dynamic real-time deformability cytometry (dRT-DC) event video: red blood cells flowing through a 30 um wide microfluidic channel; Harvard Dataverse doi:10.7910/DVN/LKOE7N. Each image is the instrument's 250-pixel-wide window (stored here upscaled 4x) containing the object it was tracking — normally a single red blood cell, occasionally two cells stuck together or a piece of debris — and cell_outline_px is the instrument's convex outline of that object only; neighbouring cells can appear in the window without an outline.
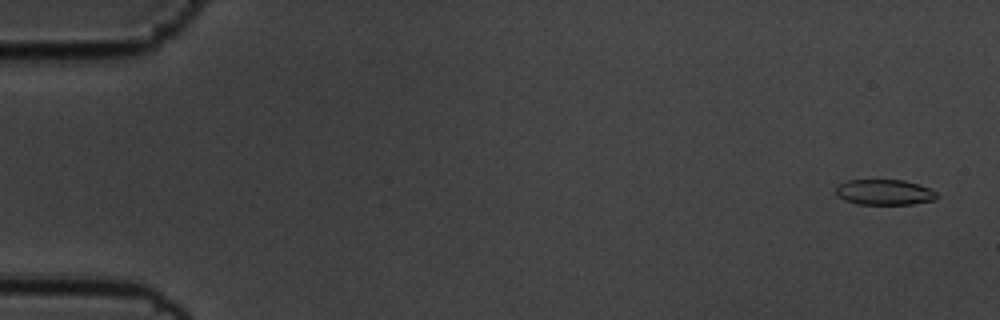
{"species": "common noctule bat (a hibernating species)", "species_latin": "Nyctalus noctula", "temperature_condition": "cold", "stored_images_in_passage": 58, "camera_frame_rate_fps": 3000, "um_per_image_px": 0.085, "animal": {"sex": "male", "body_mass_g": 19.5, "forearm_length_mm": 54.6}, "frame": {"image": 1, "passage_image": 3, "time_ms": 0.667, "image_size_px": [1000, 320], "cell_outline_px": [[936, 196], [932, 200], [912, 204], [856, 204], [844, 200], [836, 192], [836, 188], [840, 184], [848, 180], [904, 180], [928, 188], [936, 192]], "centroid_in_image_um": [75.14, 16.34], "position_along_channel_um": 9.9, "area_um2": 14.68}}
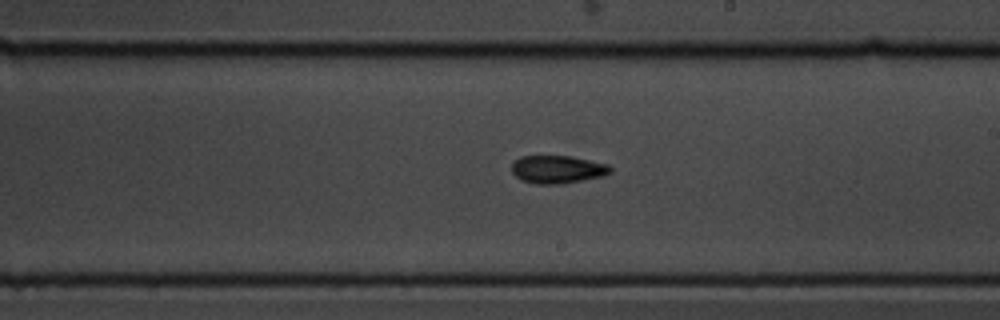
{"frame": {"image": 2, "passage_image": 34, "time_ms": 11.0, "image_size_px": [1000, 320], "cell_outline_px": [[612, 172], [604, 176], [564, 184], [536, 184], [520, 180], [512, 172], [512, 160], [520, 156], [572, 156], [608, 164], [612, 168]], "centroid_in_image_um": [47.39, 14.4], "position_along_channel_um": 241.6, "area_um2": 16.36}}
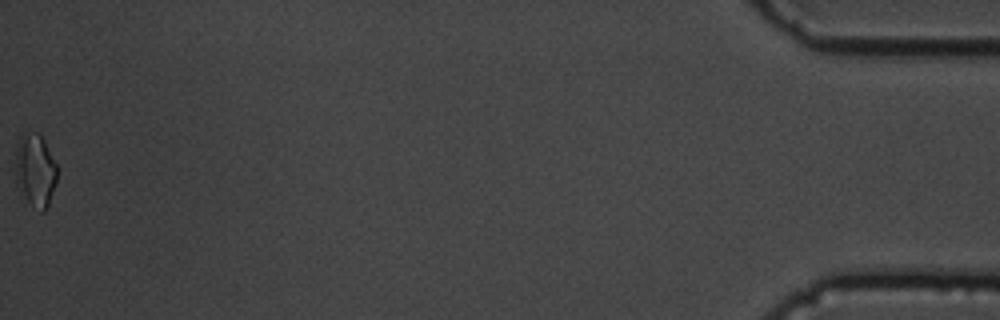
{"frame": {"image": 3, "passage_image": 58, "time_ms": 19.0, "image_size_px": [1000, 320], "cell_outline_px": [[56, 180], [48, 204], [44, 212], [40, 212], [20, 196], [16, 184], [16, 148], [20, 136], [24, 132], [40, 132], [56, 164]], "centroid_in_image_um": [2.97, 14.48], "position_along_channel_um": 432.2, "area_um2": 17.86}, "authors_computed_cell_mechanics": {"area_um2": 15.9817, "velocity_mm_per_s": 3.5565, "shape_relaxation_time_tau1_ms": 3.9512, "shape_relaxation_time_tau2_ms": 5.3658, "deformation_change_tau1": 0.0944, "deformation_change_tau2": 0.1291}}